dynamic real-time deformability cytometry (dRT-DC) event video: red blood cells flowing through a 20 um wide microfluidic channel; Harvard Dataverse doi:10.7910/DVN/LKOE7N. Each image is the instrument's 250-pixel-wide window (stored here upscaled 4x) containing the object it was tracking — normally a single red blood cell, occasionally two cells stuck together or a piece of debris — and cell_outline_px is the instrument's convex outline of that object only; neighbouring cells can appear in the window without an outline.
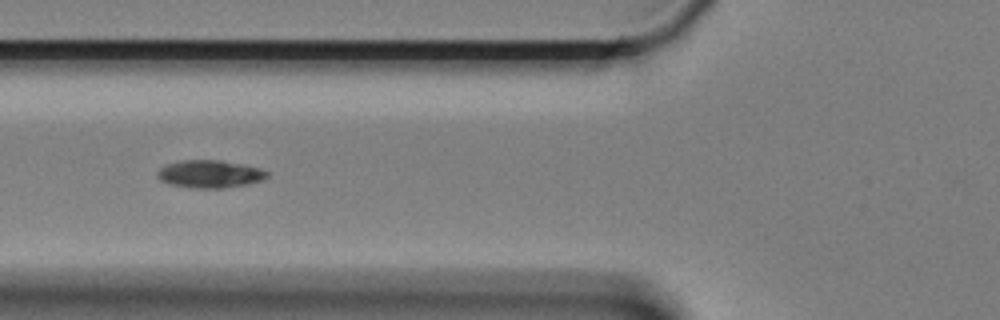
{"species": "Egyptian fruit bat (a non-hibernating species)", "species_latin": "Rousettus aegyptiacus", "temperature_condition": "cold", "stored_images_in_passage": 23, "camera_frame_rate_fps": 3000, "um_per_image_px": 0.085, "animal": {"sex": "female"}, "frame": {"image": 1, "passage_image": 7, "time_ms": 2.0, "image_size_px": [1000, 320], "cell_outline_px": [[268, 176], [264, 180], [248, 184], [224, 188], [188, 188], [168, 184], [160, 180], [156, 176], [156, 172], [164, 164], [184, 160], [220, 160], [244, 164], [260, 168], [268, 172]], "centroid_in_image_um": [17.81, 14.79], "position_along_channel_um": 108.0, "area_um2": 18.03}}
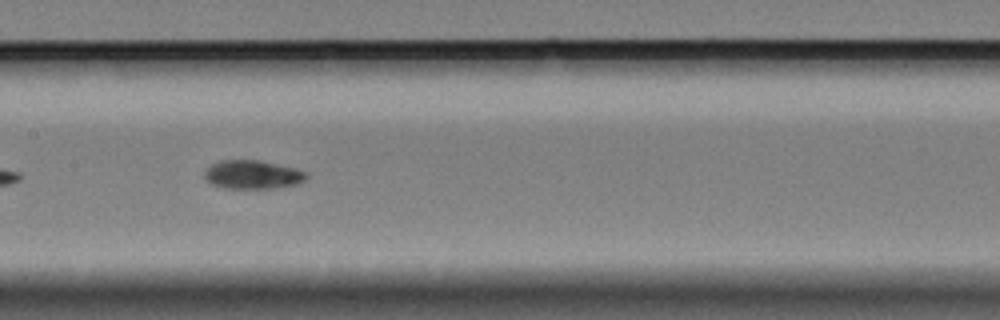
{"frame": {"image": 2, "passage_image": 14, "time_ms": 4.333, "image_size_px": [1000, 320], "cell_outline_px": [[308, 176], [304, 180], [296, 184], [272, 188], [224, 188], [212, 184], [204, 176], [204, 172], [212, 164], [220, 160], [260, 160], [308, 172]], "centroid_in_image_um": [21.46, 14.84], "position_along_channel_um": 185.9, "area_um2": 16.76}}
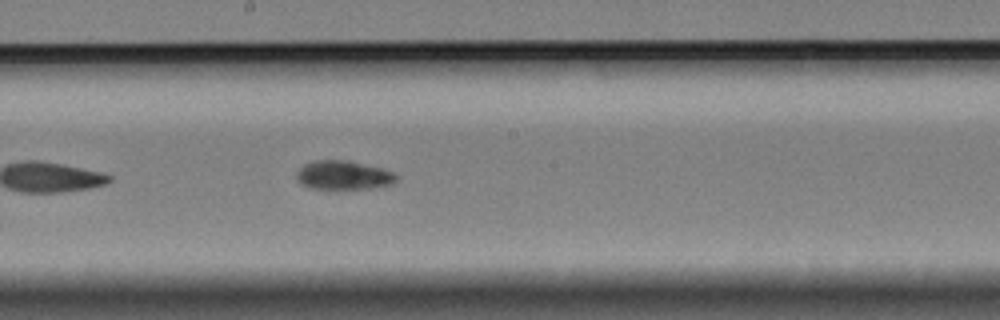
{"frame": {"image": 3, "passage_image": 17, "time_ms": 5.333, "image_size_px": [1000, 320], "cell_outline_px": [[400, 176], [392, 184], [372, 188], [312, 188], [300, 184], [296, 180], [296, 172], [304, 164], [316, 160], [348, 160], [384, 168], [396, 172]], "centroid_in_image_um": [29.23, 14.87], "position_along_channel_um": 219.0, "area_um2": 16.99}}